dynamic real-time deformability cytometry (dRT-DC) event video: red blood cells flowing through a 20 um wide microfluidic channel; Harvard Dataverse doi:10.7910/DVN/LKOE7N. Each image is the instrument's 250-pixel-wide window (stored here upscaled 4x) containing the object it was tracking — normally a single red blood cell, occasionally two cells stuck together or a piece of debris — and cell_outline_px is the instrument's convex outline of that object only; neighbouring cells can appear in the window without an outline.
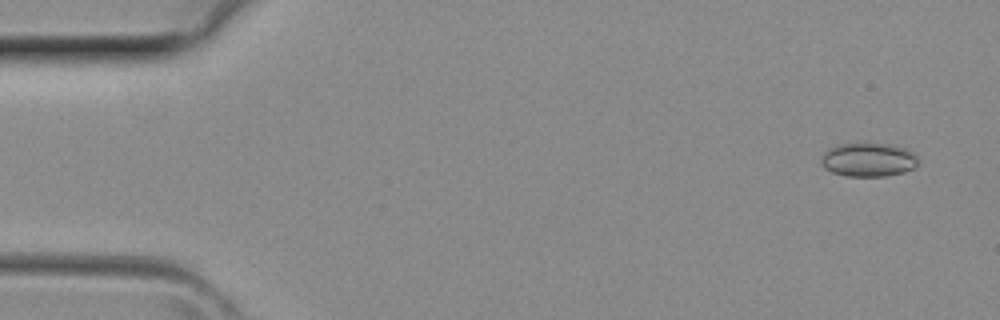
{"species": "common noctule bat (a hibernating species)", "species_latin": "Nyctalus noctula", "temperature_condition": "room temperature", "stored_images_in_passage": 4, "camera_frame_rate_fps": 3000, "um_per_image_px": 0.085, "animal": {"sex": "female", "body_mass_g": 29.2, "forearm_length_mm": 56.3}, "frame": {"image": 1, "passage_image": 1, "time_ms": 0.0, "image_size_px": [1000, 320], "cell_outline_px": [[920, 164], [916, 168], [904, 172], [884, 176], [844, 176], [832, 172], [824, 168], [820, 164], [820, 160], [824, 152], [828, 148], [840, 144], [856, 140], [892, 144], [904, 148], [912, 152], [920, 160]], "centroid_in_image_um": [73.81, 13.54], "position_along_channel_um": 11.2, "area_um2": 20.06}}
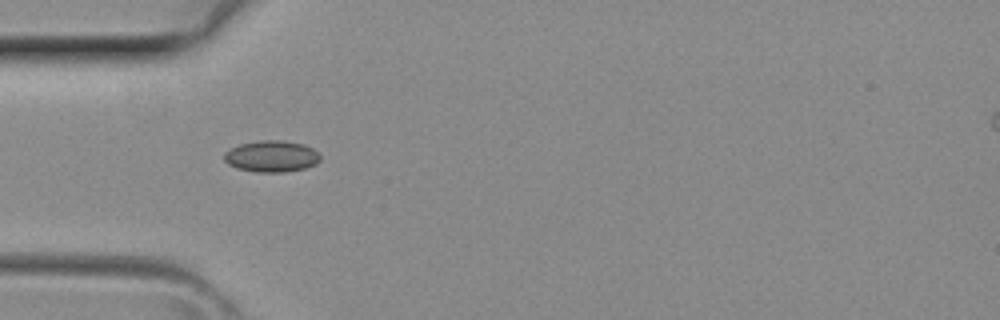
{"frame": {"image": 2, "passage_image": 3, "time_ms": 0.667, "image_size_px": [1000, 320], "cell_outline_px": [[320, 160], [316, 164], [304, 168], [284, 172], [256, 172], [236, 168], [228, 164], [224, 160], [224, 152], [240, 144], [260, 140], [284, 140], [304, 144], [312, 148], [320, 156]], "centroid_in_image_um": [23.07, 13.28], "position_along_channel_um": 61.9, "area_um2": 17.63}}
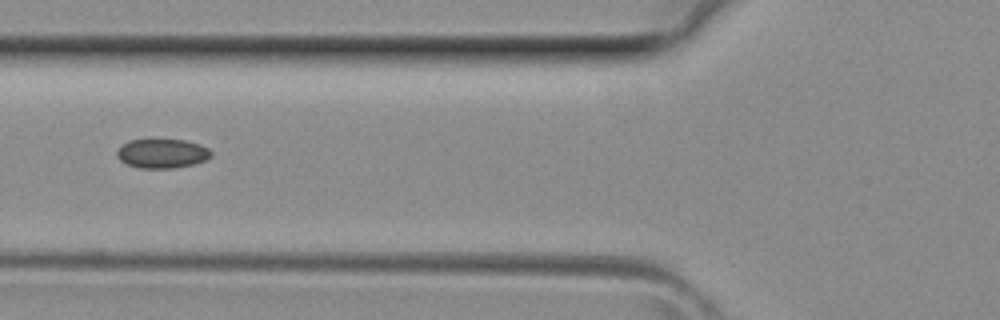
{"frame": {"image": 3, "passage_image": 4, "time_ms": 1.0, "image_size_px": [1000, 320], "cell_outline_px": [[212, 156], [204, 160], [192, 164], [176, 168], [140, 168], [128, 164], [120, 160], [116, 156], [116, 152], [124, 144], [132, 140], [184, 140], [200, 144], [208, 148], [212, 152]], "centroid_in_image_um": [13.8, 13.05], "position_along_channel_um": 112.0, "area_um2": 15.84}}